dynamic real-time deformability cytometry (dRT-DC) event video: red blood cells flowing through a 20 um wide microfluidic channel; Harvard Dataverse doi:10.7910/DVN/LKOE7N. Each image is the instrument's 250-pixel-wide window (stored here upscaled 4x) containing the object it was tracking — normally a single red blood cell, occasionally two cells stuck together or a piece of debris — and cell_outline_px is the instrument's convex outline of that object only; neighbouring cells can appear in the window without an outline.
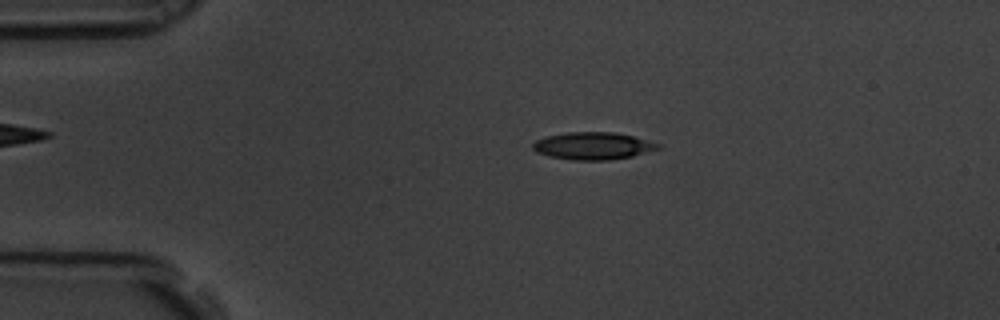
{"species": "common noctule bat (a hibernating species)", "species_latin": "Nyctalus noctula", "temperature_condition": "room temperature", "stored_images_in_passage": 58, "camera_frame_rate_fps": 3000, "um_per_image_px": 0.085, "animal": {"sex": "male", "body_mass_g": 19.5, "forearm_length_mm": 54.6}, "frame": {"image": 1, "passage_image": 11, "time_ms": 3.333, "image_size_px": [1000, 320], "cell_outline_px": [[660, 148], [632, 156], [608, 160], [572, 160], [548, 156], [536, 152], [532, 148], [532, 144], [536, 140], [544, 136], [568, 132], [616, 132], [632, 136], [660, 144]], "centroid_in_image_um": [50.35, 12.4], "position_along_channel_um": 34.7, "area_um2": 19.94}}
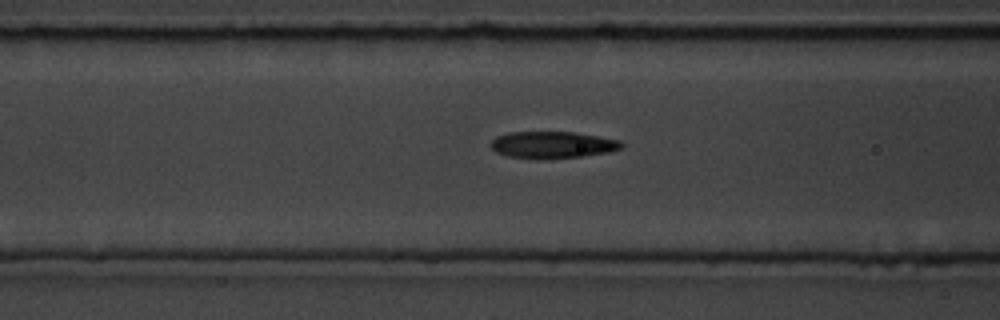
{"frame": {"image": 2, "passage_image": 22, "time_ms": 7.0, "image_size_px": [1000, 320], "cell_outline_px": [[624, 148], [608, 152], [584, 156], [544, 160], [508, 156], [496, 152], [488, 144], [496, 136], [508, 132], [572, 132], [620, 140], [624, 144]], "centroid_in_image_um": [46.95, 12.32], "position_along_channel_um": 119.7, "area_um2": 20.69}}
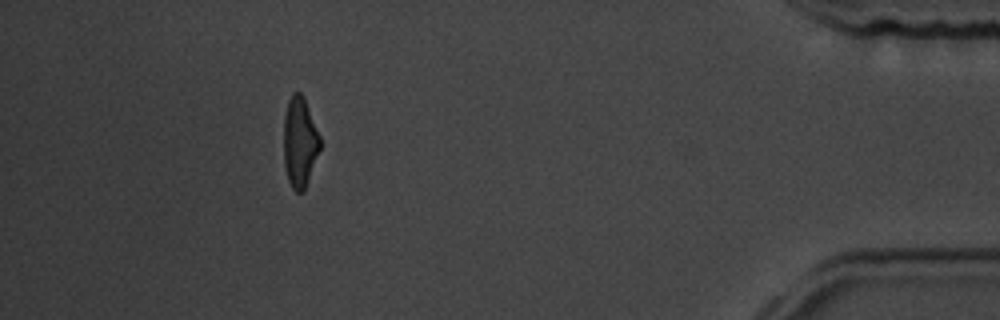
{"frame": {"image": 3, "passage_image": 52, "time_ms": 17.0, "image_size_px": [1000, 320], "cell_outline_px": [[320, 148], [304, 188], [300, 192], [296, 192], [292, 188], [288, 180], [284, 164], [284, 116], [288, 100], [292, 92], [300, 92], [304, 96], [320, 136]], "centroid_in_image_um": [25.46, 12.02], "position_along_channel_um": 409.7, "area_um2": 18.9}, "authors_computed_cell_mechanics": {"area_um2": 19.9988, "velocity_mm_per_s": 3.4581, "shape_relaxation_time_tau1_ms": 3.9333, "shape_relaxation_time_tau2_ms": 3.2193, "deformation_change_tau1": 0.1695, "deformation_change_tau2": 0.1167}}